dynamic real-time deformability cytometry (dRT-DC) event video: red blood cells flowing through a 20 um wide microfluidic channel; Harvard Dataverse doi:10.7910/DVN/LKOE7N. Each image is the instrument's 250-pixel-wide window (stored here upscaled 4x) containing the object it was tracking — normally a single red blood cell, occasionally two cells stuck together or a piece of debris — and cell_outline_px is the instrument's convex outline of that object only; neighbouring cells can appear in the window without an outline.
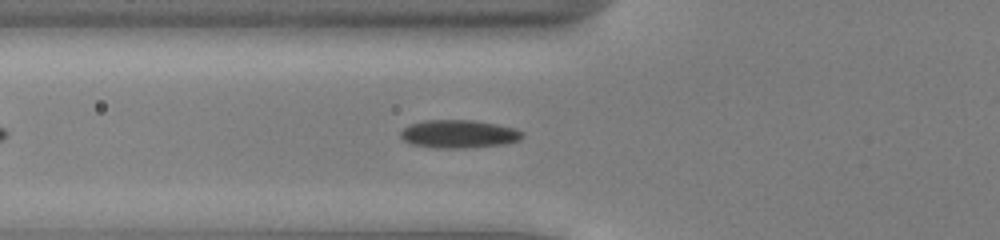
{"species": "common noctule bat (a hibernating species)", "species_latin": "Nyctalus noctula", "temperature_condition": "cold", "stored_images_in_passage": 37, "camera_frame_rate_fps": 3000, "um_per_image_px": 0.085, "animal": {"sex": "male", "body_mass_g": 13.0, "forearm_length_mm": 53.1}, "frame": {"image": 1, "passage_image": 9, "time_ms": 2.667, "image_size_px": [1000, 240], "cell_outline_px": [[524, 136], [520, 140], [504, 144], [468, 148], [436, 148], [412, 144], [404, 140], [400, 136], [400, 132], [408, 124], [424, 120], [476, 120], [516, 128], [524, 132]], "centroid_in_image_um": [39.02, 11.38], "position_along_channel_um": 86.8, "area_um2": 20.17}}
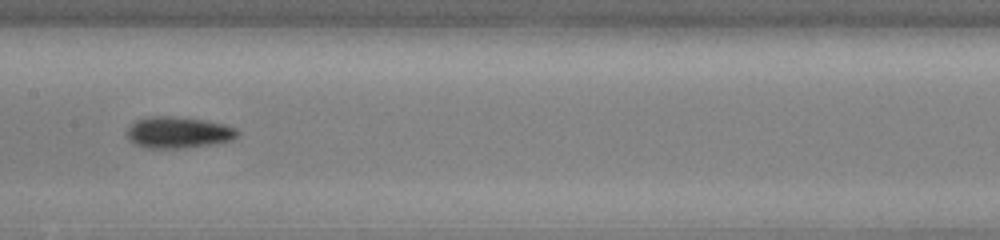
{"frame": {"image": 2, "passage_image": 17, "time_ms": 5.333, "image_size_px": [1000, 240], "cell_outline_px": [[240, 132], [232, 140], [216, 144], [184, 148], [148, 148], [136, 144], [128, 140], [128, 128], [136, 120], [148, 116], [176, 116], [204, 120], [224, 124], [236, 128]], "centroid_in_image_um": [15.18, 11.26], "position_along_channel_um": 192.2, "area_um2": 20.35}}
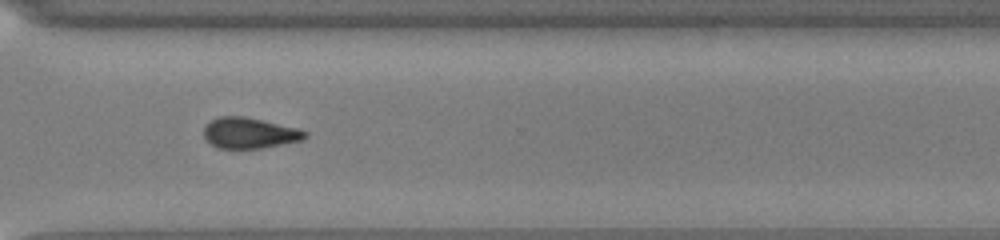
{"frame": {"image": 3, "passage_image": 29, "time_ms": 9.333, "image_size_px": [1000, 240], "cell_outline_px": [[308, 136], [304, 140], [260, 148], [216, 148], [204, 136], [204, 128], [212, 120], [220, 116], [244, 116], [296, 128], [308, 132]], "centroid_in_image_um": [21.23, 11.31], "position_along_channel_um": 349.4, "area_um2": 17.92}, "authors_computed_cell_mechanics": {"area_um2": 19.1318, "velocity_mm_per_s": 3.9381, "shape_relaxation_time_tau1_ms": 2.7678, "shape_relaxation_time_tau2_ms": null, "deformation_change_tau1": 0.086, "deformation_change_tau2": null}}